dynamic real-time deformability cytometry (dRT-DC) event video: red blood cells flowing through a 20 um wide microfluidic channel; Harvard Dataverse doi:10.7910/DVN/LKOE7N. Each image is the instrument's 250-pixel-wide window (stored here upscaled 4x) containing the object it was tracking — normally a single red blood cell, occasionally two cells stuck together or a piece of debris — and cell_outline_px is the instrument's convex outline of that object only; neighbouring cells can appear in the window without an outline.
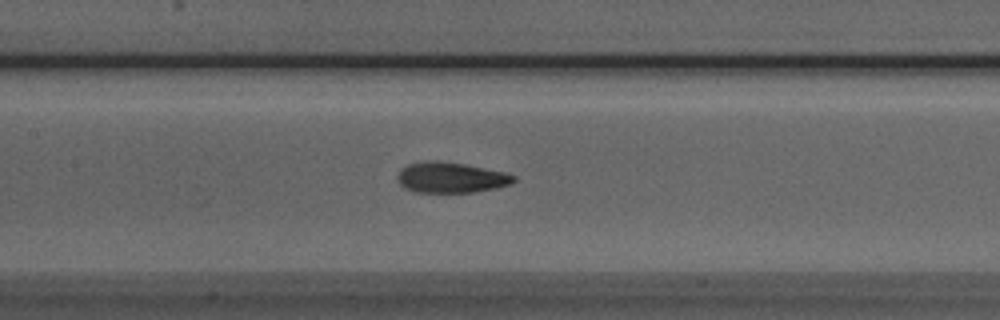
{"species": "Egyptian fruit bat (a non-hibernating species)", "species_latin": "Rousettus aegyptiacus", "temperature_condition": "room temperature", "stored_images_in_passage": 41, "camera_frame_rate_fps": 3000, "um_per_image_px": 0.085, "animal": {"sex": "male"}, "frame": {"image": 1, "passage_image": 19, "time_ms": 6.0, "image_size_px": [1000, 320], "cell_outline_px": [[516, 180], [512, 184], [496, 188], [472, 192], [412, 192], [404, 188], [396, 180], [396, 176], [400, 168], [408, 164], [424, 160], [436, 160], [464, 164], [504, 172], [516, 176]], "centroid_in_image_um": [38.28, 15.08], "position_along_channel_um": 169.1, "area_um2": 20.98}}
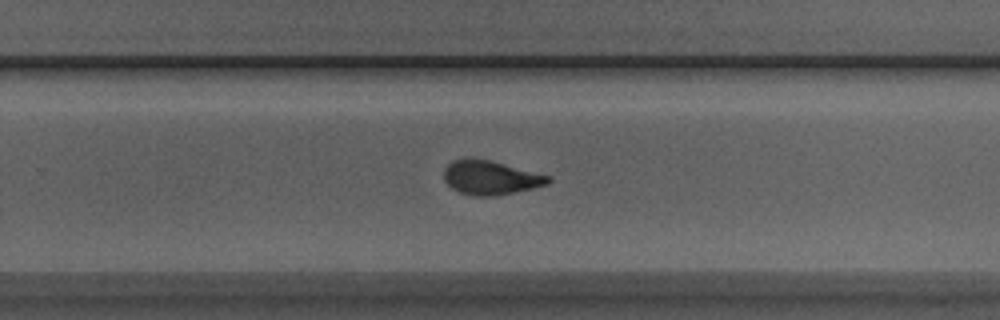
{"frame": {"image": 2, "passage_image": 28, "time_ms": 9.0, "image_size_px": [1000, 320], "cell_outline_px": [[552, 180], [548, 184], [532, 188], [492, 196], [476, 196], [460, 192], [452, 188], [444, 180], [444, 168], [452, 160], [468, 156], [492, 160], [552, 176]], "centroid_in_image_um": [41.69, 15.06], "position_along_channel_um": 288.1, "area_um2": 20.98}}
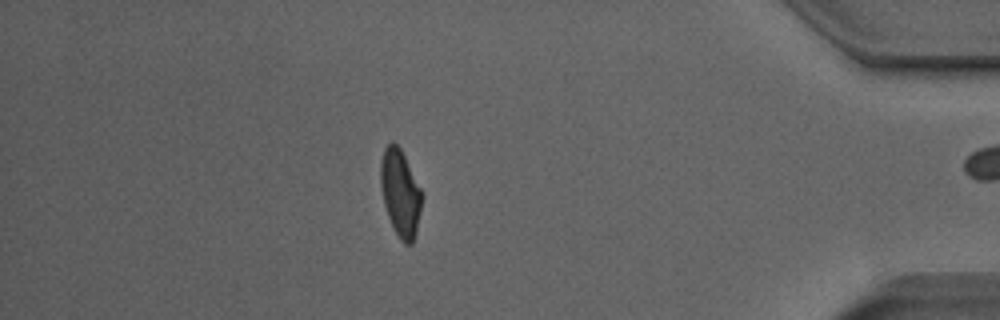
{"frame": {"image": 3, "passage_image": 40, "time_ms": 13.0, "image_size_px": [1000, 320], "cell_outline_px": [[424, 196], [416, 232], [412, 244], [404, 244], [400, 240], [392, 228], [384, 204], [380, 184], [380, 164], [384, 148], [392, 140], [400, 148]], "centroid_in_image_um": [34.02, 16.43], "position_along_channel_um": 401.2, "area_um2": 20.98}, "authors_computed_cell_mechanics": {"area_um2": 20.6924, "velocity_mm_per_s": 3.982, "shape_relaxation_time_tau1_ms": 3.5261, "shape_relaxation_time_tau2_ms": 1.7164, "deformation_change_tau1": 0.184, "deformation_change_tau2": 0.0883}}